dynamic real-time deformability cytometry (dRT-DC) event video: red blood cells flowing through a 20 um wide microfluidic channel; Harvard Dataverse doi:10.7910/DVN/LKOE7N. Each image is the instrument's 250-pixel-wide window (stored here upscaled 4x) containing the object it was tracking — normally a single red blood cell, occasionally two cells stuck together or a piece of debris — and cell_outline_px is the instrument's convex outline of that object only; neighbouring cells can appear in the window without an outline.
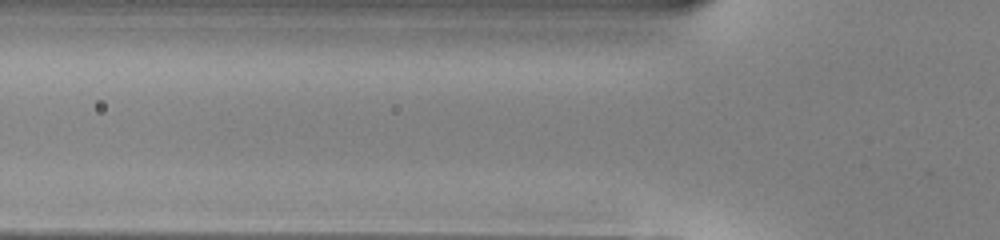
{"species": "common noctule bat (a hibernating species)", "species_latin": "Nyctalus noctula", "temperature_condition": "warm", "stored_images_in_passage": 3, "camera_frame_rate_fps": 3000, "um_per_image_px": 0.085, "animal": {"sex": "male", "body_mass_g": 13.0, "forearm_length_mm": 53.1}, "frame": {"image": 1, "passage_image": 3, "time_ms": 0.667, "image_size_px": [1000, 240], "cell_outline_px": [[636, 40], [632, 44], [592, 52], [544, 52], [492, 48], [484, 44], [488, 36], [624, 36]], "centroid_in_image_um": [47.43, 3.67], "position_along_channel_um": 78.4, "area_um2": 14.74}}